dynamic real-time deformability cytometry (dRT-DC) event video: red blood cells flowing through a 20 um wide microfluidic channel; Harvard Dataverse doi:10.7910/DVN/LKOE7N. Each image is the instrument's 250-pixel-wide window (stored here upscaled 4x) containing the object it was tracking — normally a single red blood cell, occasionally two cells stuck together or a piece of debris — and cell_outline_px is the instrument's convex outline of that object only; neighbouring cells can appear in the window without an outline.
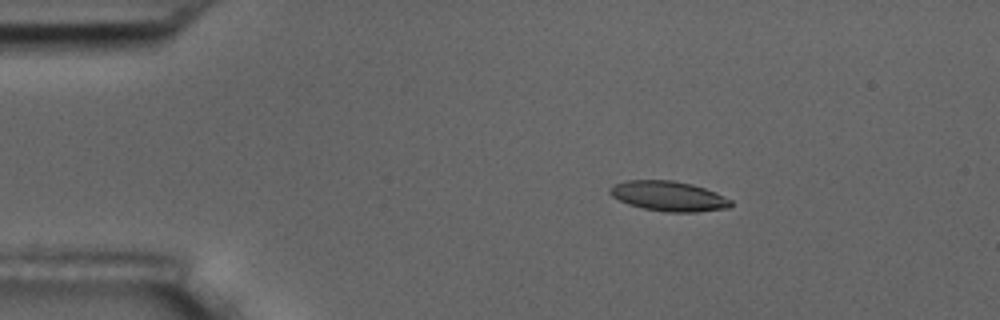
{"species": "common noctule bat (a hibernating species)", "species_latin": "Nyctalus noctula", "temperature_condition": "room temperature", "stored_images_in_passage": 5, "camera_frame_rate_fps": 3000, "um_per_image_px": 0.085, "animal": {"sex": "male", "body_mass_g": 17.5, "forearm_length_mm": 52.3}, "frame": {"image": 1, "passage_image": 3, "time_ms": 2.333, "image_size_px": [1000, 320], "cell_outline_px": [[732, 204], [728, 208], [696, 212], [668, 212], [644, 208], [628, 204], [612, 196], [608, 192], [608, 188], [624, 180], [672, 180], [692, 184], [716, 192], [732, 200]], "centroid_in_image_um": [56.83, 16.66], "position_along_channel_um": 28.2, "area_um2": 21.1}}
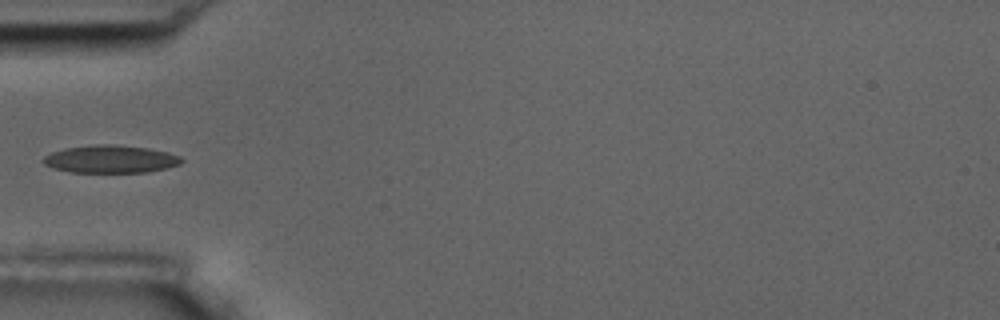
{"frame": {"image": 2, "passage_image": 5, "time_ms": 5.333, "image_size_px": [1000, 320], "cell_outline_px": [[184, 160], [180, 164], [168, 168], [148, 172], [72, 172], [52, 168], [44, 164], [40, 160], [44, 156], [52, 152], [64, 148], [92, 144], [112, 144], [148, 148], [168, 152], [180, 156]], "centroid_in_image_um": [9.39, 13.52], "position_along_channel_um": 75.6, "area_um2": 22.54}}